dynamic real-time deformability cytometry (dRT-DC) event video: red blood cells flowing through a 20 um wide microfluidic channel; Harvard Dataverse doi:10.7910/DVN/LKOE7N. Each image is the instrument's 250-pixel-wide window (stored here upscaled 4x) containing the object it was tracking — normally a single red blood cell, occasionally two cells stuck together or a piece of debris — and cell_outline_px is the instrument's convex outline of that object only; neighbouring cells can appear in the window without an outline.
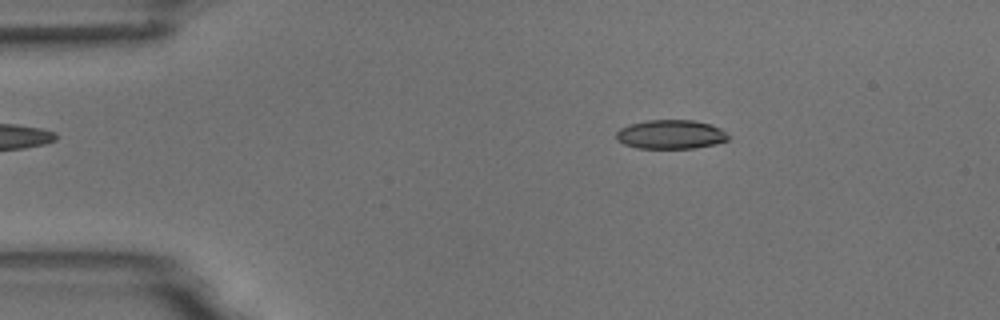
{"species": "common noctule bat (a hibernating species)", "species_latin": "Nyctalus noctula", "temperature_condition": "room temperature", "stored_images_in_passage": 15, "camera_frame_rate_fps": 3000, "um_per_image_px": 0.085, "animal": {"sex": "male", "body_mass_g": 18.8}, "frame": {"image": 1, "passage_image": 9, "time_ms": 2.667, "image_size_px": [1000, 320], "cell_outline_px": [[728, 140], [716, 144], [692, 148], [636, 148], [624, 144], [616, 140], [616, 132], [620, 128], [628, 124], [648, 120], [692, 120], [712, 124], [720, 128], [728, 136]], "centroid_in_image_um": [56.98, 11.42], "position_along_channel_um": 28.0, "area_um2": 19.02}}